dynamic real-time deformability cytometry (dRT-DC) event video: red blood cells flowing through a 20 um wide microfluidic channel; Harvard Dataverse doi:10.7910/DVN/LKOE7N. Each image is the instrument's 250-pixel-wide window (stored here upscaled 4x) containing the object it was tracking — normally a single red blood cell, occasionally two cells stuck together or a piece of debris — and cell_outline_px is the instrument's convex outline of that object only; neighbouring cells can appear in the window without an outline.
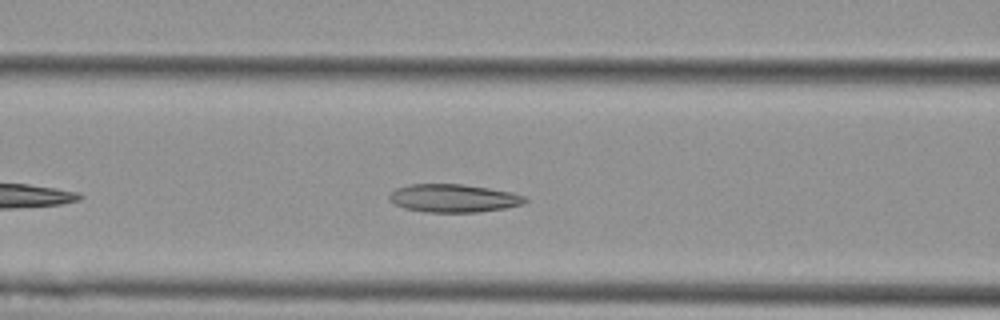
{"species": "Egyptian fruit bat (a non-hibernating species)", "species_latin": "Rousettus aegyptiacus", "temperature_condition": "cold", "stored_images_in_passage": 27, "camera_frame_rate_fps": 3000, "um_per_image_px": 0.085, "animal": {"sex": "female"}, "frame": {"image": 1, "passage_image": 10, "time_ms": 3.0, "image_size_px": [1000, 320], "cell_outline_px": [[528, 200], [524, 204], [504, 208], [480, 212], [424, 212], [404, 208], [388, 200], [388, 196], [396, 188], [408, 184], [460, 184], [488, 188], [512, 192], [524, 196]], "centroid_in_image_um": [38.54, 16.85], "position_along_channel_um": 128.1, "area_um2": 22.25}}
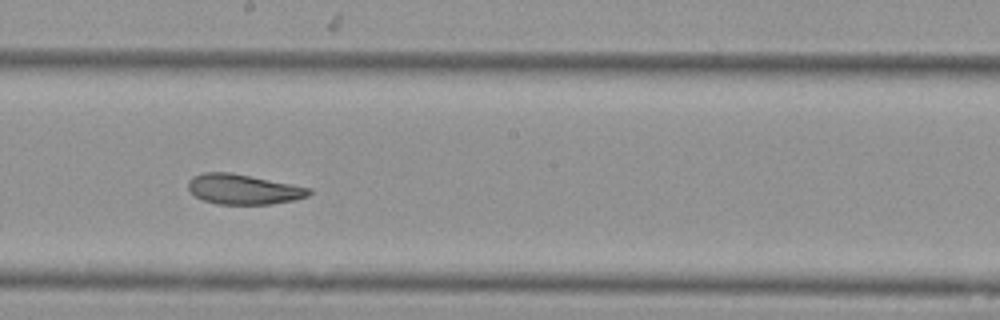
{"frame": {"image": 2, "passage_image": 18, "time_ms": 5.667, "image_size_px": [1000, 320], "cell_outline_px": [[312, 192], [308, 196], [292, 200], [272, 204], [216, 204], [204, 200], [196, 196], [188, 188], [188, 180], [192, 176], [204, 172], [232, 172], [312, 188]], "centroid_in_image_um": [20.68, 16.08], "position_along_channel_um": 227.5, "area_um2": 21.21}}
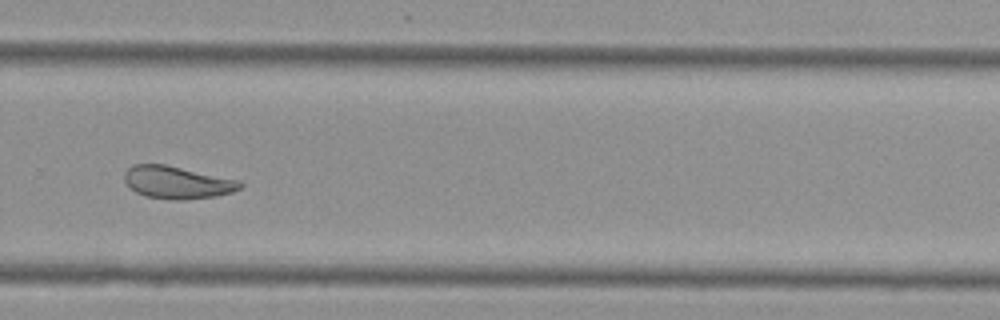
{"frame": {"image": 3, "passage_image": 25, "time_ms": 8.0, "image_size_px": [1000, 320], "cell_outline_px": [[244, 184], [240, 188], [232, 192], [216, 196], [184, 200], [176, 200], [148, 196], [136, 192], [124, 180], [124, 172], [132, 164], [164, 164], [240, 180]], "centroid_in_image_um": [15.08, 15.5], "position_along_channel_um": 314.7, "area_um2": 21.79}}